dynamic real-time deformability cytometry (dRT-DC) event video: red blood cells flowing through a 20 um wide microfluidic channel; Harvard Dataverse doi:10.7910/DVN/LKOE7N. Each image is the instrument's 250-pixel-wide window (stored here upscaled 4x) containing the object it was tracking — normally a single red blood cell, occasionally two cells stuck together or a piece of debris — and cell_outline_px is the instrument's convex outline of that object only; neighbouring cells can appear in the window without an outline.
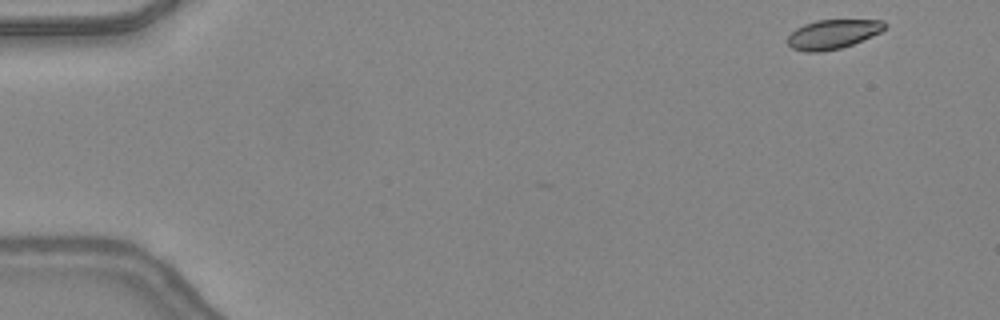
{"species": "common noctule bat (a hibernating species)", "species_latin": "Nyctalus noctula", "temperature_condition": "warm", "stored_images_in_passage": 37, "camera_frame_rate_fps": 3000, "um_per_image_px": 0.085, "animal": {"sex": "female", "body_mass_g": 24.6, "forearm_length_mm": 56.2}, "frame": {"image": 1, "passage_image": 1, "time_ms": 0.0, "image_size_px": [1000, 320], "cell_outline_px": [[884, 28], [880, 32], [852, 44], [840, 48], [820, 52], [804, 52], [792, 48], [788, 44], [788, 36], [796, 28], [804, 24], [816, 20], [884, 20]], "centroid_in_image_um": [70.74, 2.91], "position_along_channel_um": 14.3, "area_um2": 16.36}}
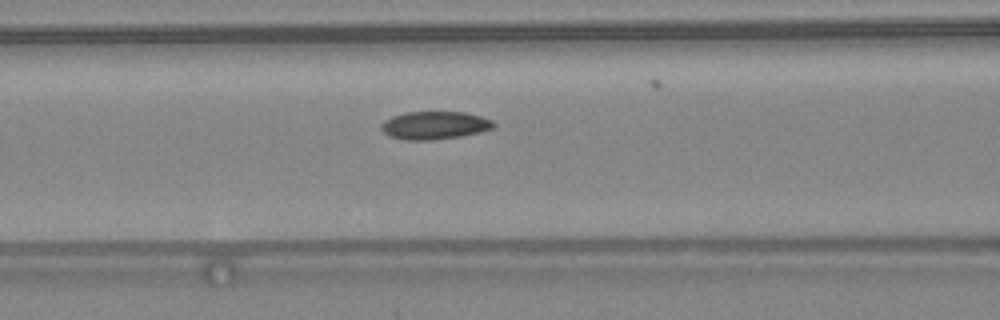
{"frame": {"image": 2, "passage_image": 18, "time_ms": 5.667, "image_size_px": [1000, 320], "cell_outline_px": [[496, 124], [492, 128], [480, 132], [460, 136], [432, 140], [404, 140], [388, 136], [380, 128], [380, 124], [384, 120], [392, 116], [404, 112], [464, 112], [480, 116], [492, 120]], "centroid_in_image_um": [36.9, 10.65], "position_along_channel_um": 129.7, "area_um2": 18.38}}
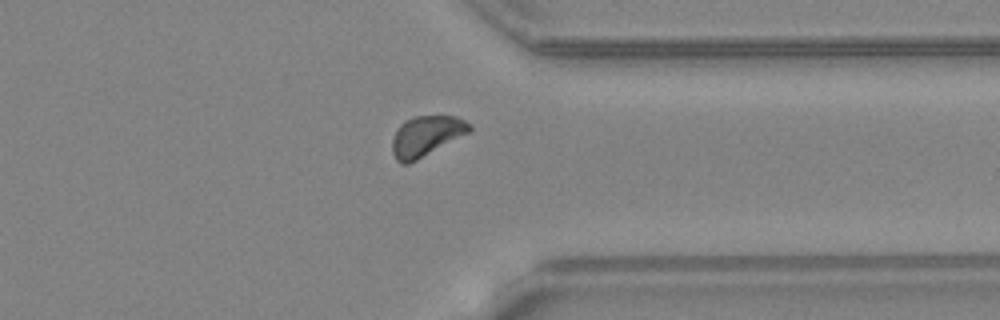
{"frame": {"image": 3, "passage_image": 35, "time_ms": 11.333, "image_size_px": [1000, 320], "cell_outline_px": [[472, 128], [468, 132], [416, 160], [408, 164], [400, 164], [396, 160], [392, 152], [392, 140], [400, 124], [404, 120], [412, 116], [456, 116], [472, 124]], "centroid_in_image_um": [36.19, 11.55], "position_along_channel_um": 375.2, "area_um2": 17.92}}